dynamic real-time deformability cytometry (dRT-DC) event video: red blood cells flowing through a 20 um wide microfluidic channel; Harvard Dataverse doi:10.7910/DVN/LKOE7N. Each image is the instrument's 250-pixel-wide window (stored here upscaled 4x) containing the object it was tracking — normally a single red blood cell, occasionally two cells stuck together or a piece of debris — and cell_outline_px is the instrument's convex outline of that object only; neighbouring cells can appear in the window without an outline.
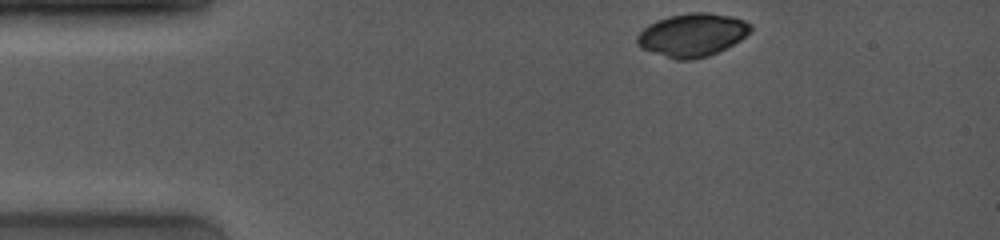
{"species": "common noctule bat (a hibernating species)", "species_latin": "Nyctalus noctula", "temperature_condition": "room temperature", "stored_images_in_passage": 31, "camera_frame_rate_fps": 4000, "um_per_image_px": 0.085, "animal": {"sex": "female", "body_mass_g": 19.0, "forearm_length_mm": 53.3}, "frame": {"image": 1, "passage_image": 1, "time_ms": 0.0, "image_size_px": [1000, 240], "cell_outline_px": [[752, 28], [740, 40], [708, 56], [692, 60], [676, 60], [640, 48], [636, 44], [636, 36], [648, 24], [656, 20], [668, 16], [688, 12], [708, 12], [728, 16], [744, 20], [752, 24]], "centroid_in_image_um": [58.8, 2.97], "position_along_channel_um": 26.2, "area_um2": 28.5}}